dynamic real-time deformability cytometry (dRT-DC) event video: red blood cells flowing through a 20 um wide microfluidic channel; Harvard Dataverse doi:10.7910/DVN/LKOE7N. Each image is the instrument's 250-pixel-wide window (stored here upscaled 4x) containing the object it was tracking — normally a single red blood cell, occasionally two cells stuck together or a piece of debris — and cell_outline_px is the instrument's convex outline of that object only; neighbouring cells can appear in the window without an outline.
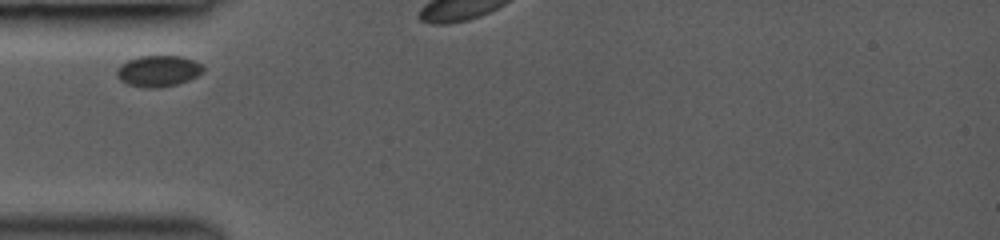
{"species": "common noctule bat (a hibernating species)", "species_latin": "Nyctalus noctula", "temperature_condition": "room temperature", "stored_images_in_passage": 11, "camera_frame_rate_fps": 3000, "um_per_image_px": 0.085, "animal": {"sex": "female", "body_mass_g": 19.0, "forearm_length_mm": 53.3}, "frame": {"image": 1, "passage_image": 1, "time_ms": 0.0, "image_size_px": [1000, 240], "cell_outline_px": [[204, 72], [188, 80], [176, 84], [160, 88], [144, 88], [128, 84], [120, 80], [116, 76], [116, 68], [120, 64], [128, 60], [140, 56], [180, 56], [204, 64]], "centroid_in_image_um": [13.44, 6.04], "position_along_channel_um": 71.6, "area_um2": 15.84}}
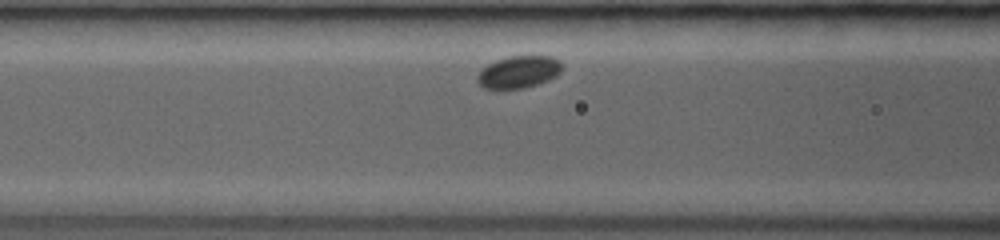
{"frame": {"image": 2, "passage_image": 7, "time_ms": 1.333, "image_size_px": [1000, 240], "cell_outline_px": [[560, 72], [556, 76], [548, 80], [524, 88], [484, 88], [476, 80], [476, 76], [480, 68], [496, 60], [508, 56], [552, 56], [560, 60]], "centroid_in_image_um": [44.05, 6.1], "position_along_channel_um": 122.5, "area_um2": 15.84}}